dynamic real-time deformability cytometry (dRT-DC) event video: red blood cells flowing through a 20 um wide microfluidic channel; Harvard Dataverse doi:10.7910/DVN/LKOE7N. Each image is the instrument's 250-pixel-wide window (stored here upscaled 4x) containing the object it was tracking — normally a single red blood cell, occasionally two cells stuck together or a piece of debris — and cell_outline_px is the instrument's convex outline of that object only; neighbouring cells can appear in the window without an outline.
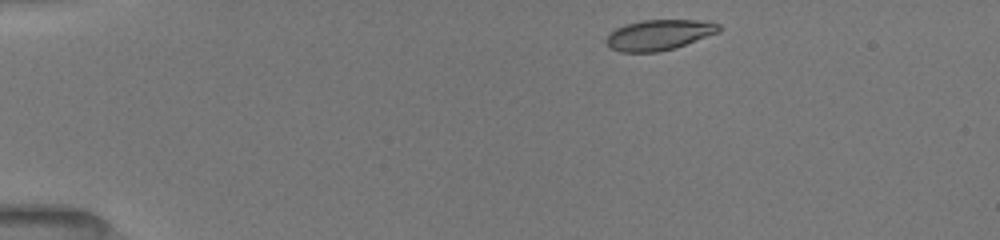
{"species": "common noctule bat (a hibernating species)", "species_latin": "Nyctalus noctula", "temperature_condition": "room temperature", "stored_images_in_passage": 44, "camera_frame_rate_fps": 3000, "um_per_image_px": 0.085, "animal": {"sex": "female", "body_mass_g": 19.5, "forearm_length_mm": 54.1}, "frame": {"image": 1, "passage_image": 1, "time_ms": 0.0, "image_size_px": [1000, 240], "cell_outline_px": [[724, 28], [720, 32], [676, 48], [660, 52], [620, 52], [612, 48], [604, 40], [616, 28], [624, 24], [640, 20], [708, 20], [720, 24]], "centroid_in_image_um": [56.09, 2.95], "position_along_channel_um": 28.9, "area_um2": 20.35}}
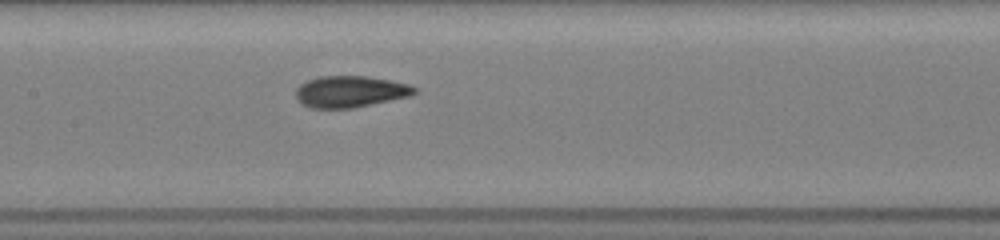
{"frame": {"image": 2, "passage_image": 18, "time_ms": 5.667, "image_size_px": [1000, 240], "cell_outline_px": [[416, 92], [408, 96], [352, 108], [312, 108], [300, 104], [296, 100], [296, 88], [300, 84], [308, 80], [320, 76], [368, 76], [408, 84], [416, 88]], "centroid_in_image_um": [29.7, 7.78], "position_along_channel_um": 177.7, "area_um2": 21.62}}
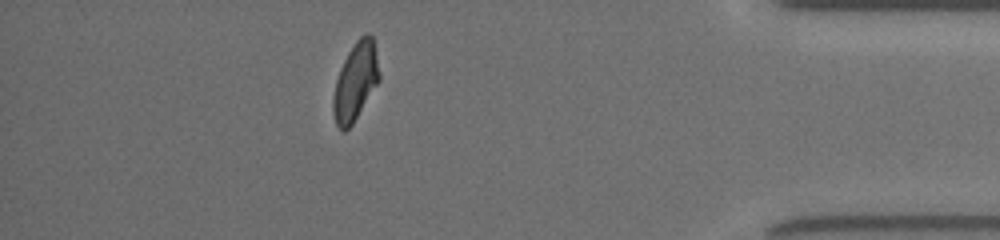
{"frame": {"image": 3, "passage_image": 38, "time_ms": 12.333, "image_size_px": [1000, 240], "cell_outline_px": [[380, 80], [352, 124], [344, 132], [336, 124], [332, 112], [332, 96], [336, 80], [340, 68], [348, 52], [356, 40], [360, 36], [368, 32], [372, 36], [380, 76]], "centroid_in_image_um": [30.19, 6.94], "position_along_channel_um": 405.0, "area_um2": 20.75}, "authors_computed_cell_mechanics": {"area_um2": 21.2993, "velocity_mm_per_s": 3.9719, "shape_relaxation_time_tau1_ms": 3.0051, "shape_relaxation_time_tau2_ms": 1.0033, "deformation_change_tau1": 0.1477, "deformation_change_tau2": 0.0659}}